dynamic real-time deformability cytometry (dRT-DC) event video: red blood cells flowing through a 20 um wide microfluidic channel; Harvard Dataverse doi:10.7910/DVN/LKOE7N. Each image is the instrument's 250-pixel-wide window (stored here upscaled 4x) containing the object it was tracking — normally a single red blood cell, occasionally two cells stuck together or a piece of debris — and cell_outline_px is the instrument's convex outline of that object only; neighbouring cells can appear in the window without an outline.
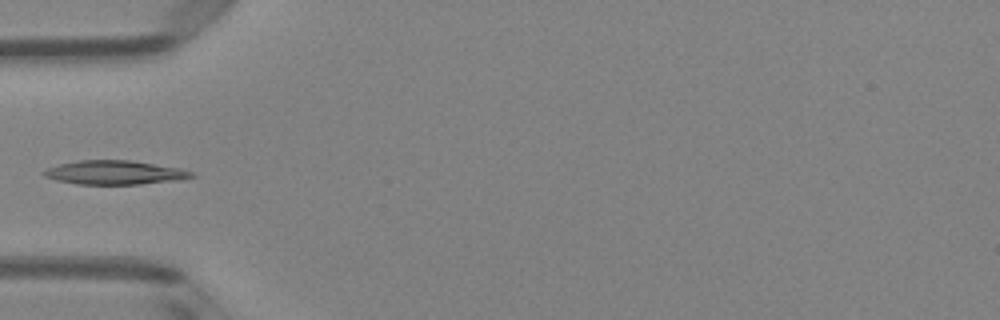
{"species": "Egyptian fruit bat (a non-hibernating species)", "species_latin": "Rousettus aegyptiacus", "temperature_condition": "room temperature", "stored_images_in_passage": 4, "camera_frame_rate_fps": 3000, "um_per_image_px": 0.085, "animal": {"sex": "female"}, "frame": {"image": 1, "passage_image": 4, "time_ms": 1.0, "image_size_px": [1000, 320], "cell_outline_px": [[196, 176], [180, 180], [140, 184], [76, 184], [56, 180], [44, 176], [40, 172], [48, 168], [60, 164], [80, 160], [132, 160], [180, 168], [192, 172]], "centroid_in_image_um": [9.76, 14.66], "position_along_channel_um": 75.2, "area_um2": 20.63}}